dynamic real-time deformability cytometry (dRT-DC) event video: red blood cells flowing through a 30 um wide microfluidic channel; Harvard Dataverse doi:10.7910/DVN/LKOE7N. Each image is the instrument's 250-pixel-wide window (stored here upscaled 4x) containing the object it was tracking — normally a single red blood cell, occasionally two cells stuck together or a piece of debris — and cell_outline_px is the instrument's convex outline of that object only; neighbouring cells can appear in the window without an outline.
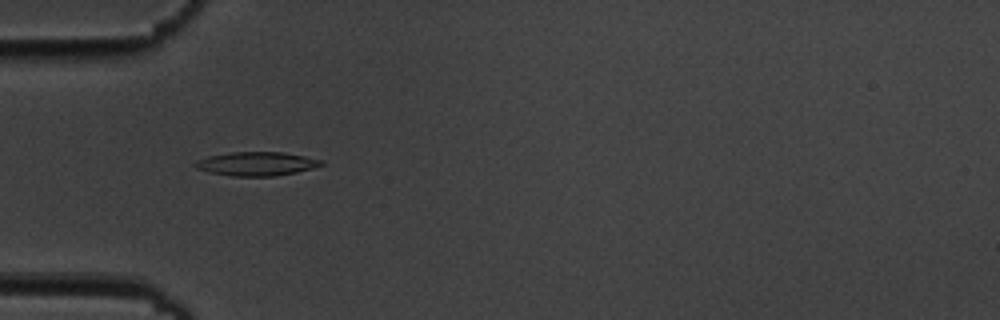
{"species": "common noctule bat (a hibernating species)", "species_latin": "Nyctalus noctula", "temperature_condition": "cold", "stored_images_in_passage": 8, "camera_frame_rate_fps": 3000, "um_per_image_px": 0.085, "animal": {"sex": "male", "body_mass_g": 19.5, "forearm_length_mm": 54.6}, "frame": {"image": 1, "passage_image": 5, "time_ms": 5.333, "image_size_px": [1000, 320], "cell_outline_px": [[324, 164], [312, 168], [296, 172], [276, 176], [232, 176], [208, 172], [196, 168], [192, 164], [196, 160], [208, 156], [232, 152], [284, 152], [324, 160]], "centroid_in_image_um": [21.79, 13.92], "position_along_channel_um": 63.2, "area_um2": 17.57}}
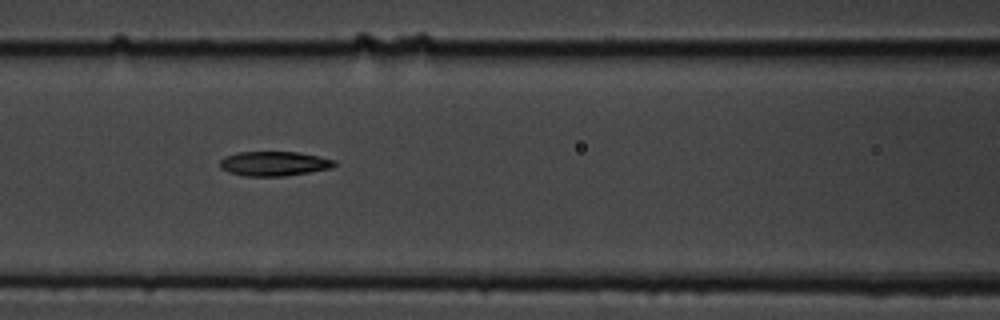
{"frame": {"image": 2, "passage_image": 7, "time_ms": 7.667, "image_size_px": [1000, 320], "cell_outline_px": [[336, 164], [332, 168], [284, 176], [244, 176], [228, 172], [220, 168], [220, 160], [224, 156], [236, 152], [300, 152], [320, 156], [336, 160]], "centroid_in_image_um": [23.29, 13.9], "position_along_channel_um": 143.3, "area_um2": 16.53}}
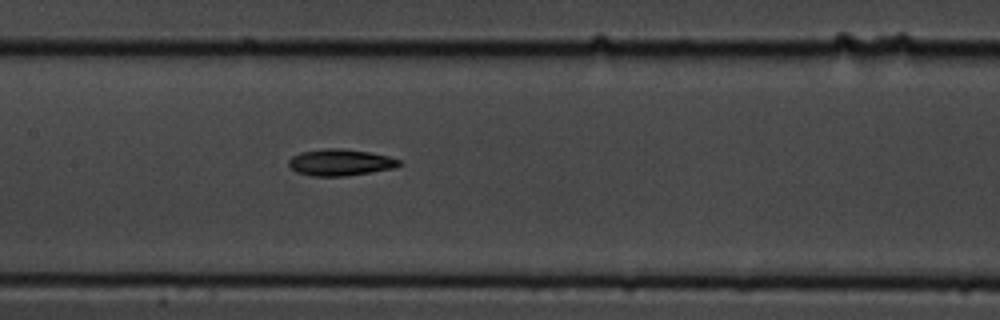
{"frame": {"image": 3, "passage_image": 8, "time_ms": 8.667, "image_size_px": [1000, 320], "cell_outline_px": [[404, 164], [392, 168], [344, 176], [312, 176], [296, 172], [288, 164], [288, 160], [292, 156], [300, 152], [324, 148], [344, 148], [368, 152], [388, 156], [400, 160]], "centroid_in_image_um": [28.9, 13.79], "position_along_channel_um": 178.5, "area_um2": 17.05}}